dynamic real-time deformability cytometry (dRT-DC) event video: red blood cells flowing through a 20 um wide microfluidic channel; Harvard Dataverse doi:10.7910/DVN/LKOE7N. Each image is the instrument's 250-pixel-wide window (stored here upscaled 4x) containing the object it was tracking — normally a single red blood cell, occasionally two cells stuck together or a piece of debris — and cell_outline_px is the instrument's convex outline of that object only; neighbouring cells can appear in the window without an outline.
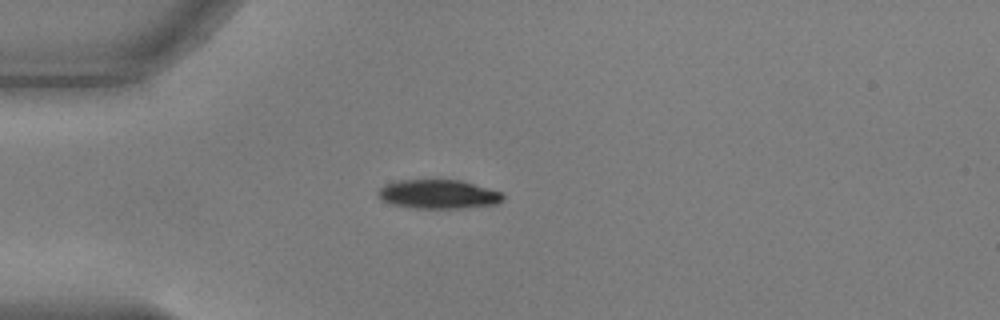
{"species": "common noctule bat (a hibernating species)", "species_latin": "Nyctalus noctula", "temperature_condition": "warm", "stored_images_in_passage": 41, "camera_frame_rate_fps": 3000, "um_per_image_px": 0.085, "animal": {"sex": "male", "body_mass_g": 17.9, "forearm_length_mm": 54.2}, "frame": {"image": 1, "passage_image": 1, "time_ms": 0.0, "image_size_px": [1000, 320], "cell_outline_px": [[504, 200], [496, 204], [460, 208], [416, 208], [392, 204], [384, 200], [376, 192], [384, 184], [396, 180], [460, 180], [500, 192], [504, 196]], "centroid_in_image_um": [37.24, 16.5], "position_along_channel_um": 47.8, "area_um2": 20.87}}
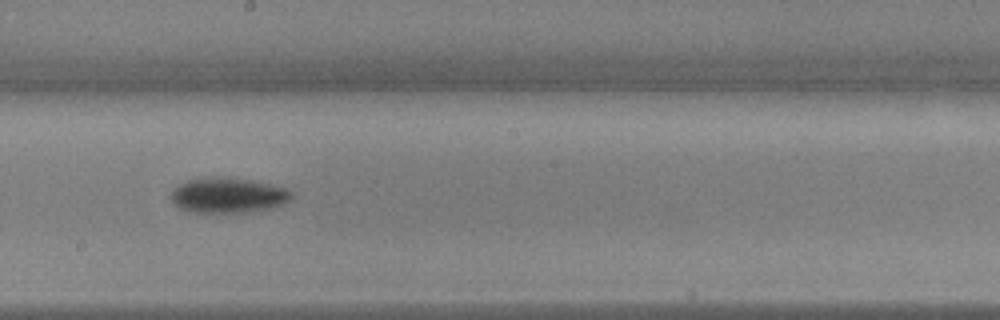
{"frame": {"image": 2, "passage_image": 17, "time_ms": 5.333, "image_size_px": [1000, 320], "cell_outline_px": [[296, 196], [292, 200], [284, 204], [272, 208], [244, 212], [192, 212], [180, 208], [168, 196], [180, 184], [188, 180], [204, 176], [228, 176], [252, 180], [272, 184], [288, 188]], "centroid_in_image_um": [19.45, 16.57], "position_along_channel_um": 228.8, "area_um2": 25.26}}
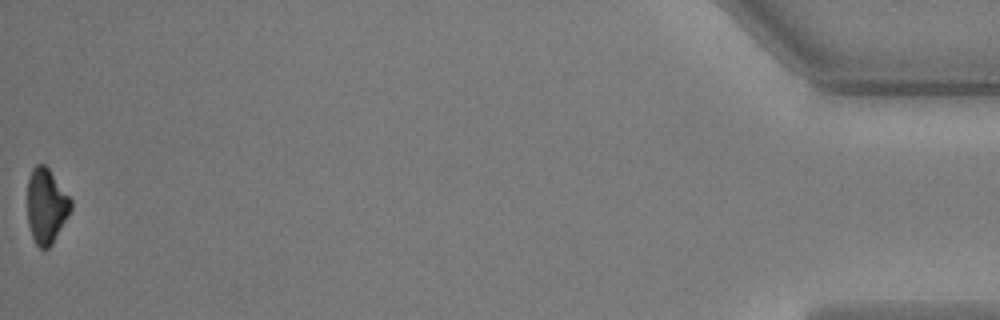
{"frame": {"image": 3, "passage_image": 41, "time_ms": 13.333, "image_size_px": [1000, 320], "cell_outline_px": [[72, 208], [68, 216], [52, 244], [48, 248], [40, 248], [36, 244], [32, 236], [28, 224], [28, 176], [32, 168], [36, 164], [44, 164], [48, 168], [72, 200]], "centroid_in_image_um": [3.93, 17.5], "position_along_channel_um": 431.3, "area_um2": 18.9}, "authors_computed_cell_mechanics": {"area_um2": 23.12, "velocity_mm_per_s": 3.6972, "shape_relaxation_time_tau1_ms": 2.5838, "shape_relaxation_time_tau2_ms": null, "deformation_change_tau1": 0.1365, "deformation_change_tau2": null}}